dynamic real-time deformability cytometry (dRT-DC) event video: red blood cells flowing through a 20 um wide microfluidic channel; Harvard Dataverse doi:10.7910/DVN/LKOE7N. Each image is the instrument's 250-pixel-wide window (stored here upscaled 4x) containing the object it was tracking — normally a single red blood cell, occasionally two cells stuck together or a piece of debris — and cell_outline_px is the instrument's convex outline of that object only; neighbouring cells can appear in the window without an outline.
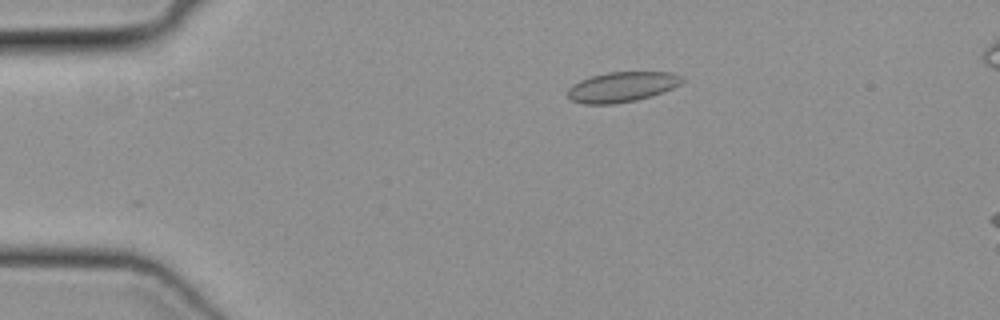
{"species": "common noctule bat (a hibernating species)", "species_latin": "Nyctalus noctula", "temperature_condition": "cold", "stored_images_in_passage": 10, "camera_frame_rate_fps": 3000, "um_per_image_px": 0.085, "animal": {"sex": "female", "body_mass_g": 19.3, "forearm_length_mm": 54.1}, "frame": {"image": 1, "passage_image": 4, "time_ms": 1.0, "image_size_px": [1000, 320], "cell_outline_px": [[684, 80], [680, 84], [664, 92], [652, 96], [636, 100], [616, 104], [584, 104], [572, 100], [568, 96], [568, 88], [572, 84], [580, 80], [592, 76], [608, 72], [672, 72], [680, 76]], "centroid_in_image_um": [52.86, 7.39], "position_along_channel_um": 32.1, "area_um2": 20.11}}